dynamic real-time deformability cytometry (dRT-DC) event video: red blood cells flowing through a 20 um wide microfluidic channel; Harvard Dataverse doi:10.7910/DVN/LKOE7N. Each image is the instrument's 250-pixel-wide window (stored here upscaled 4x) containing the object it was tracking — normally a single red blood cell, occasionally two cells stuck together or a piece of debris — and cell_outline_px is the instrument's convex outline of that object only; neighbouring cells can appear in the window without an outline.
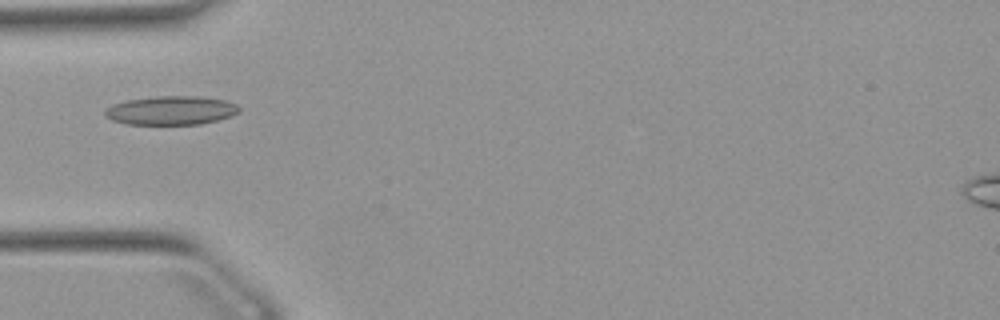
{"species": "Egyptian fruit bat (a non-hibernating species)", "species_latin": "Rousettus aegyptiacus", "temperature_condition": "warm", "stored_images_in_passage": 3, "camera_frame_rate_fps": 3000, "um_per_image_px": 0.085, "animal": {"sex": "female"}, "frame": {"image": 1, "passage_image": 1, "time_ms": 0.0, "image_size_px": [1000, 320], "cell_outline_px": [[240, 112], [232, 116], [200, 124], [128, 124], [112, 120], [104, 116], [104, 112], [112, 104], [128, 100], [156, 96], [200, 96], [224, 100], [236, 104], [240, 108]], "centroid_in_image_um": [14.55, 9.38], "position_along_channel_um": 70.4, "area_um2": 22.48}}